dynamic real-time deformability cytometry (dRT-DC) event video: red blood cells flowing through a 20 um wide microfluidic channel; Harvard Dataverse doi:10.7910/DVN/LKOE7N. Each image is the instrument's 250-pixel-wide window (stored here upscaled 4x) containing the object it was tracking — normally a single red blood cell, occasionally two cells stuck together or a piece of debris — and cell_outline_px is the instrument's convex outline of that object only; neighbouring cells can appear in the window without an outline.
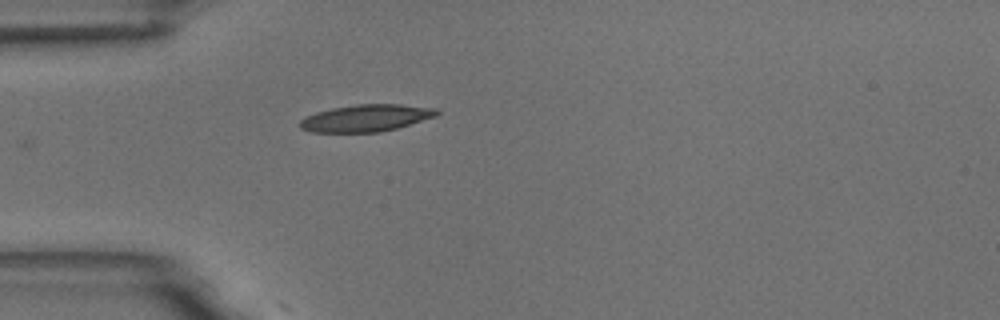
{"species": "common noctule bat (a hibernating species)", "species_latin": "Nyctalus noctula", "temperature_condition": "room temperature", "stored_images_in_passage": 2, "camera_frame_rate_fps": 3000, "um_per_image_px": 0.085, "animal": {"sex": "male", "body_mass_g": 18.8}, "frame": {"image": 1, "passage_image": 2, "time_ms": 1.0, "image_size_px": [1000, 320], "cell_outline_px": [[440, 112], [436, 116], [396, 128], [380, 132], [312, 132], [300, 128], [300, 120], [304, 116], [316, 112], [332, 108], [356, 104], [400, 104], [440, 108]], "centroid_in_image_um": [31.12, 10.02], "position_along_channel_um": 53.9, "area_um2": 21.62}}